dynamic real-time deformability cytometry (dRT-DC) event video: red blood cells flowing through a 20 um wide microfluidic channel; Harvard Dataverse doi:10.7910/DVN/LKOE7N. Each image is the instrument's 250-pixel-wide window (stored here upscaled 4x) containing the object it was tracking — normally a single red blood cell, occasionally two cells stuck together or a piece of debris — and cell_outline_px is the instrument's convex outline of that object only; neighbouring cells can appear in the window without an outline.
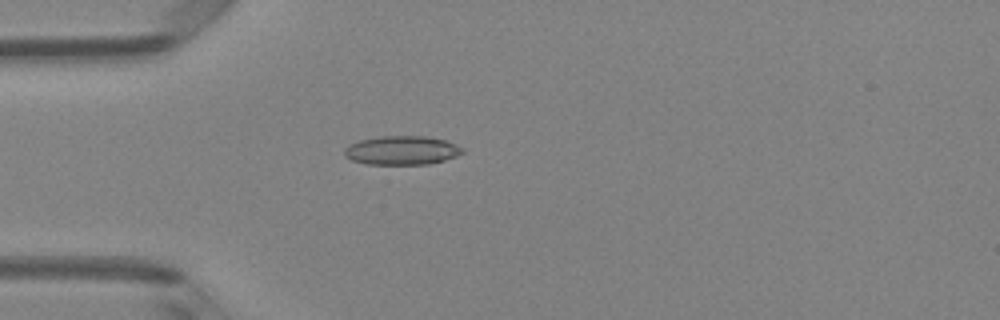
{"species": "Egyptian fruit bat (a non-hibernating species)", "species_latin": "Rousettus aegyptiacus", "temperature_condition": "room temperature", "stored_images_in_passage": 4, "camera_frame_rate_fps": 3000, "um_per_image_px": 0.085, "animal": {"sex": "female"}, "frame": {"image": 1, "passage_image": 4, "time_ms": 1.0, "image_size_px": [1000, 320], "cell_outline_px": [[464, 152], [456, 156], [444, 160], [428, 164], [368, 164], [352, 160], [344, 156], [344, 148], [348, 144], [360, 140], [380, 136], [424, 136], [444, 140], [456, 144], [464, 148]], "centroid_in_image_um": [34.14, 12.78], "position_along_channel_um": 50.9, "area_um2": 19.88}}